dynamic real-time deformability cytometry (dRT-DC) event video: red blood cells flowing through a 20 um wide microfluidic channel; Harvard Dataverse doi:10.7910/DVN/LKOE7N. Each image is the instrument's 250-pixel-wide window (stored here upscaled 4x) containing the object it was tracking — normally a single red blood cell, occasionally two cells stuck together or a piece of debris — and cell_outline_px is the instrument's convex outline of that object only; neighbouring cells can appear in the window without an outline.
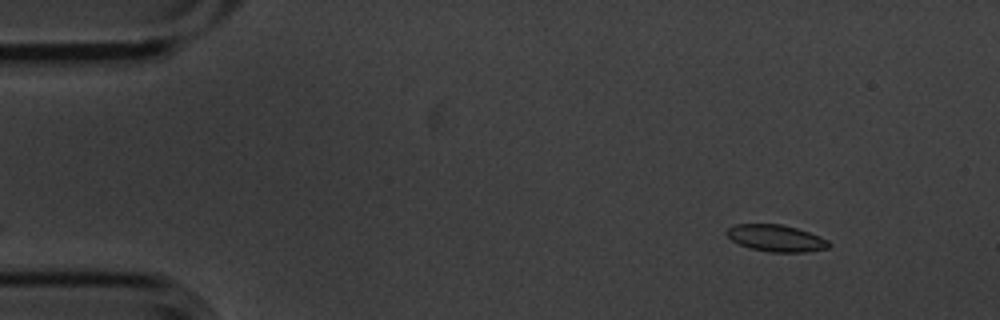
{"species": "common noctule bat (a hibernating species)", "species_latin": "Nyctalus noctula", "temperature_condition": "cold", "stored_images_in_passage": 2, "camera_frame_rate_fps": 3000, "um_per_image_px": 0.085, "animal": {"sex": "male", "body_mass_g": 20.1, "forearm_length_mm": 53.5}, "frame": {"image": 1, "passage_image": 2, "time_ms": 0.333, "image_size_px": [1000, 320], "cell_outline_px": [[832, 244], [828, 248], [804, 252], [768, 252], [748, 248], [732, 240], [724, 232], [728, 228], [736, 224], [780, 224], [796, 228], [820, 236], [828, 240]], "centroid_in_image_um": [65.96, 20.25], "position_along_channel_um": 19.0, "area_um2": 15.95}}